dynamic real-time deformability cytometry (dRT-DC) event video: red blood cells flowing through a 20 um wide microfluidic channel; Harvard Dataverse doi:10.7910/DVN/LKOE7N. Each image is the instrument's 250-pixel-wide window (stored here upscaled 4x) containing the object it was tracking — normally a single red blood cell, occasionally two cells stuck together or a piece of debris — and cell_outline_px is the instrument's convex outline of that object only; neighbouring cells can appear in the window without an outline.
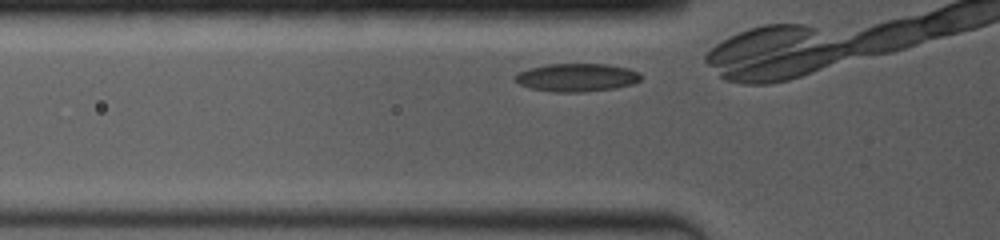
{"species": "common noctule bat (a hibernating species)", "species_latin": "Nyctalus noctula", "temperature_condition": "room temperature", "stored_images_in_passage": 14, "camera_frame_rate_fps": 4000, "um_per_image_px": 0.085, "animal": {"sex": "female", "body_mass_g": 19.0, "forearm_length_mm": 53.3}, "frame": {"image": 1, "passage_image": 3, "time_ms": 0.25, "image_size_px": [1000, 240], "cell_outline_px": [[640, 80], [632, 84], [616, 88], [584, 92], [552, 92], [528, 88], [520, 84], [512, 76], [516, 72], [528, 68], [548, 64], [608, 64], [628, 68], [640, 72]], "centroid_in_image_um": [48.99, 6.59], "position_along_channel_um": 76.8, "area_um2": 20.87}}